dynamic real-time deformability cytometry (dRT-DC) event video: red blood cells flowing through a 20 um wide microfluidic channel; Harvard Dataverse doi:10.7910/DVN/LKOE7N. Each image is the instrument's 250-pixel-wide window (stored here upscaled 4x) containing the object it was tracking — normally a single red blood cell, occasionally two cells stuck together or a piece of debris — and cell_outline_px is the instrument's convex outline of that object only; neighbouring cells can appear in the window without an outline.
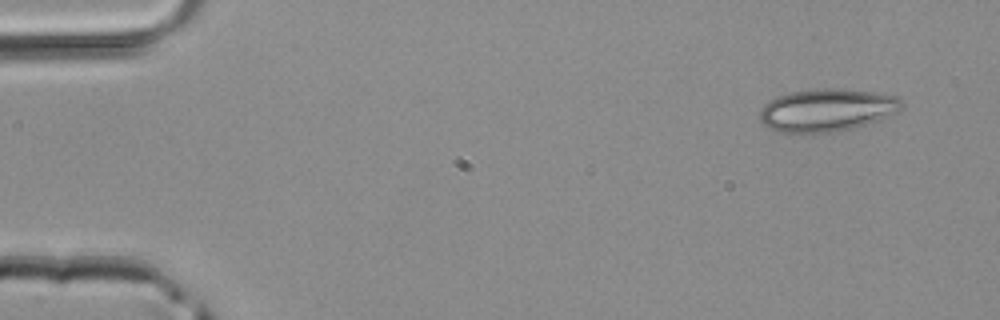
{"species": "common noctule bat (a hibernating species)", "species_latin": "Nyctalus noctula", "temperature_condition": "room temperature", "stored_images_in_passage": 5, "camera_frame_rate_fps": 3000, "um_per_image_px": 0.085, "animal": {"sex": "male", "body_mass_g": 20.4}, "frame": {"image": 1, "passage_image": 1, "time_ms": 0.0, "image_size_px": [1000, 320], "cell_outline_px": [[904, 108], [896, 112], [876, 120], [852, 128], [832, 132], [780, 132], [768, 128], [760, 120], [760, 112], [764, 104], [768, 100], [776, 96], [792, 92], [824, 88], [836, 88], [872, 92], [896, 96], [904, 100]], "centroid_in_image_um": [70.28, 9.34], "position_along_channel_um": 14.7, "area_um2": 35.03}}
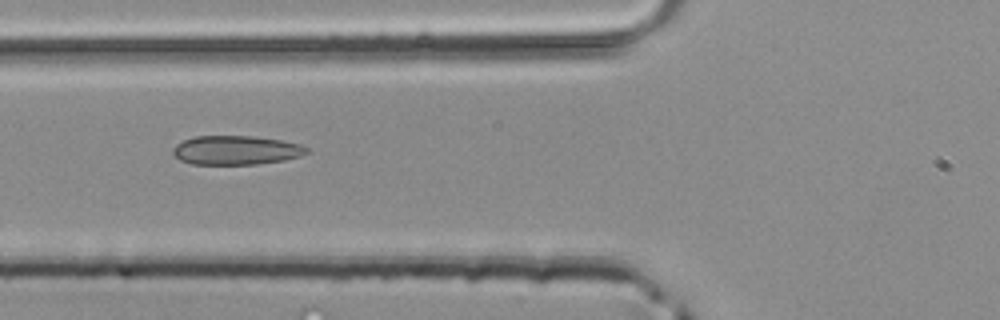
{"frame": {"image": 2, "passage_image": 5, "time_ms": 1.333, "image_size_px": [1000, 320], "cell_outline_px": [[308, 152], [300, 156], [284, 160], [256, 164], [192, 164], [180, 160], [172, 152], [172, 148], [176, 144], [192, 136], [252, 136], [280, 140], [300, 144], [308, 148]], "centroid_in_image_um": [20.04, 12.76], "position_along_channel_um": 105.8, "area_um2": 22.6}}